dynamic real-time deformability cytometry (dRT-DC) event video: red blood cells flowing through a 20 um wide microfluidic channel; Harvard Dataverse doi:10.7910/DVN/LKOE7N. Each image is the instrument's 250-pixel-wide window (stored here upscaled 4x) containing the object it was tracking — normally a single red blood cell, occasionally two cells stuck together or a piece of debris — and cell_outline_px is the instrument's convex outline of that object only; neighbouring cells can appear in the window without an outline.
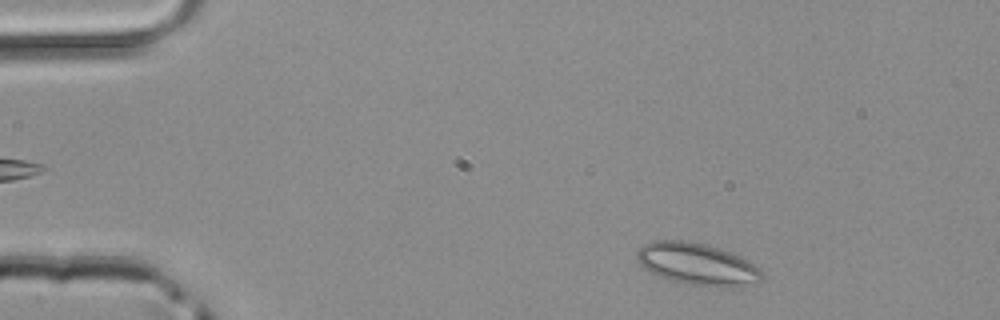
{"species": "common noctule bat (a hibernating species)", "species_latin": "Nyctalus noctula", "temperature_condition": "room temperature", "stored_images_in_passage": 43, "camera_frame_rate_fps": 3000, "um_per_image_px": 0.085, "animal": {"sex": "male", "body_mass_g": 20.4}, "frame": {"image": 1, "passage_image": 2, "time_ms": 0.333, "image_size_px": [1000, 320], "cell_outline_px": [[764, 276], [756, 284], [740, 288], [708, 288], [684, 284], [660, 276], [644, 268], [636, 260], [636, 252], [644, 244], [652, 240], [684, 240], [704, 244], [720, 248], [740, 256], [748, 260], [760, 268]], "centroid_in_image_um": [59.32, 22.48], "position_along_channel_um": 25.7, "area_um2": 31.39}}
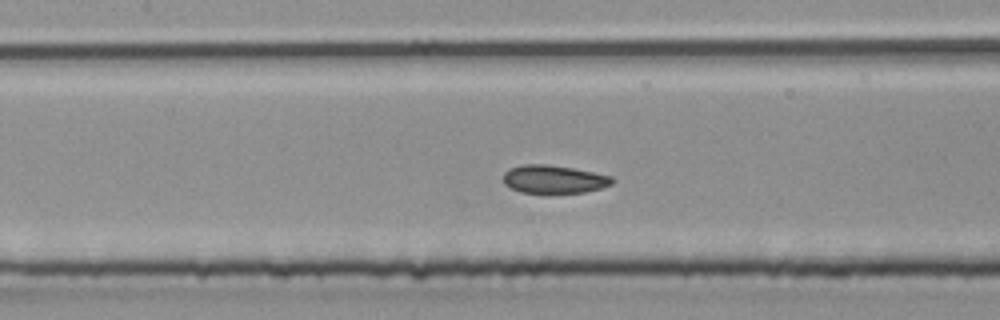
{"frame": {"image": 2, "passage_image": 17, "time_ms": 5.333, "image_size_px": [1000, 320], "cell_outline_px": [[616, 180], [612, 184], [600, 188], [584, 192], [524, 192], [512, 188], [504, 184], [504, 172], [508, 168], [524, 164], [544, 164], [572, 168], [612, 176]], "centroid_in_image_um": [47.08, 15.22], "position_along_channel_um": 160.3, "area_um2": 17.57}}
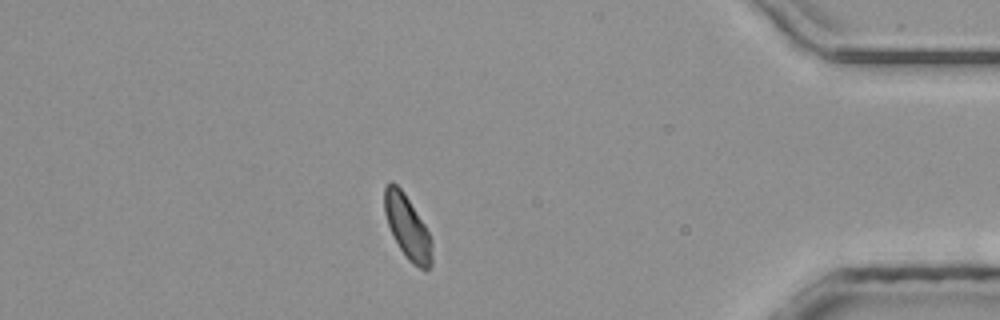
{"frame": {"image": 3, "passage_image": 37, "time_ms": 12.0, "image_size_px": [1000, 320], "cell_outline_px": [[432, 264], [424, 272], [412, 264], [408, 260], [400, 248], [388, 224], [384, 212], [384, 188], [392, 180], [404, 192], [424, 224], [432, 240]], "centroid_in_image_um": [34.65, 19.33], "position_along_channel_um": 400.6, "area_um2": 17.51}}